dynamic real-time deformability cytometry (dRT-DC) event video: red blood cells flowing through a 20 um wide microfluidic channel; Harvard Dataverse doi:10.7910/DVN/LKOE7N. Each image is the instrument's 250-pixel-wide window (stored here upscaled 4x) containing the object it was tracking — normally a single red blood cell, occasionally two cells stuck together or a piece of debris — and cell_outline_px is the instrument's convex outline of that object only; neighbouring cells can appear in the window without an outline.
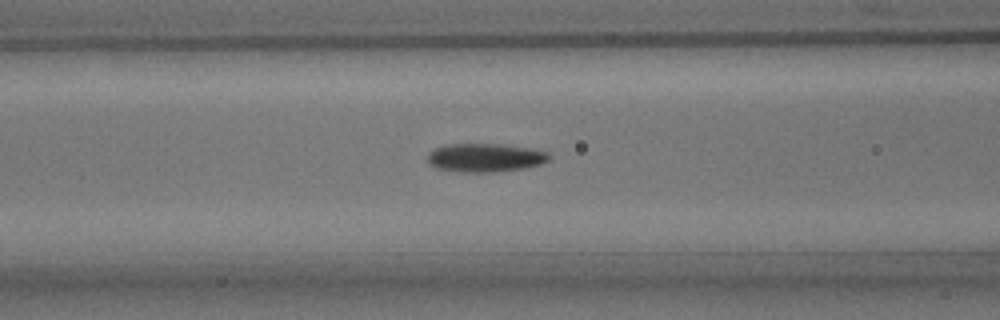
{"species": "common noctule bat (a hibernating species)", "species_latin": "Nyctalus noctula", "temperature_condition": "room temperature", "stored_images_in_passage": 38, "camera_frame_rate_fps": 3000, "um_per_image_px": 0.085, "animal": {"sex": "male", "body_mass_g": 15.6}, "frame": {"image": 1, "passage_image": 6, "time_ms": 1.667, "image_size_px": [1000, 320], "cell_outline_px": [[552, 156], [548, 160], [540, 164], [524, 168], [492, 172], [460, 172], [436, 168], [428, 164], [428, 152], [432, 148], [448, 144], [500, 144], [532, 148], [548, 152]], "centroid_in_image_um": [41.21, 13.39], "position_along_channel_um": 125.4, "area_um2": 20.4}}
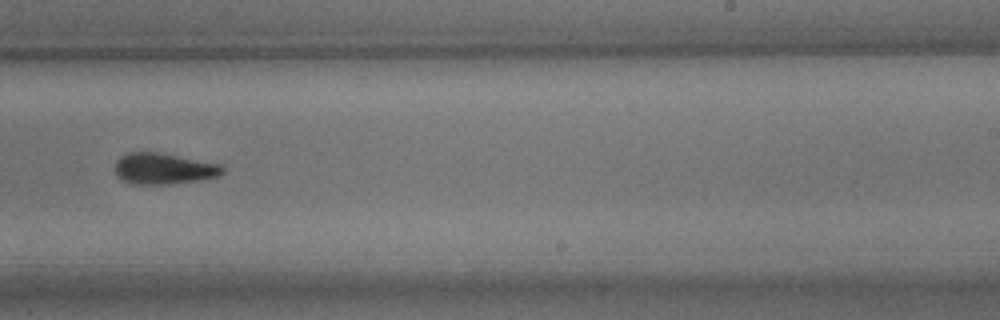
{"frame": {"image": 2, "passage_image": 18, "time_ms": 5.667, "image_size_px": [1000, 320], "cell_outline_px": [[224, 172], [220, 176], [204, 180], [168, 184], [132, 184], [120, 180], [116, 176], [116, 160], [120, 156], [128, 152], [156, 152], [220, 164], [224, 168]], "centroid_in_image_um": [13.91, 14.35], "position_along_channel_um": 275.1, "area_um2": 19.65}}
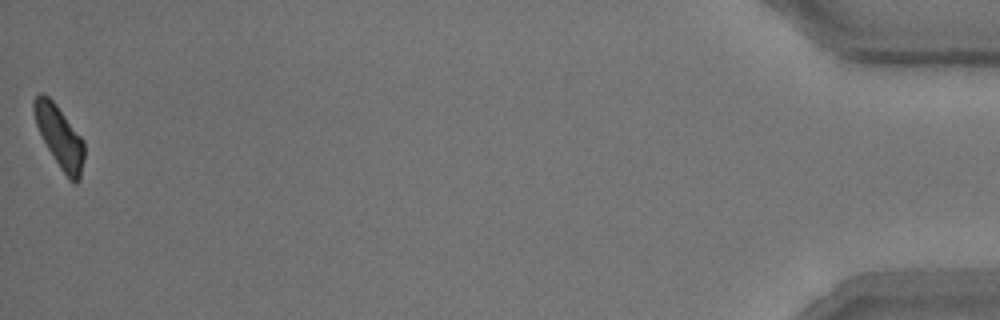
{"frame": {"image": 3, "passage_image": 38, "time_ms": 12.333, "image_size_px": [1000, 320], "cell_outline_px": [[84, 160], [80, 180], [76, 184], [68, 180], [60, 168], [48, 148], [36, 124], [32, 112], [32, 100], [40, 92], [48, 96], [56, 104], [84, 140]], "centroid_in_image_um": [5.07, 11.63], "position_along_channel_um": 430.1, "area_um2": 18.21}, "authors_computed_cell_mechanics": {"area_um2": 19.3052, "velocity_mm_per_s": 3.7468, "shape_relaxation_time_tau1_ms": 2.9401, "shape_relaxation_time_tau2_ms": 10.1167, "deformation_change_tau1": 0.1163, "deformation_change_tau2": 0.2054}}